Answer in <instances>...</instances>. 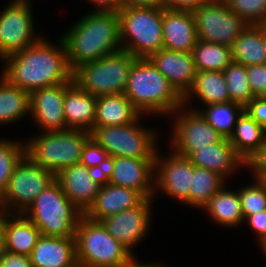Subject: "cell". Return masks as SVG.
<instances>
[{"instance_id": "obj_18", "label": "cell", "mask_w": 266, "mask_h": 267, "mask_svg": "<svg viewBox=\"0 0 266 267\" xmlns=\"http://www.w3.org/2000/svg\"><path fill=\"white\" fill-rule=\"evenodd\" d=\"M55 180L67 198L84 213L95 200L104 175L77 163L60 170Z\"/></svg>"}, {"instance_id": "obj_48", "label": "cell", "mask_w": 266, "mask_h": 267, "mask_svg": "<svg viewBox=\"0 0 266 267\" xmlns=\"http://www.w3.org/2000/svg\"><path fill=\"white\" fill-rule=\"evenodd\" d=\"M136 258H133L132 260H131V262L126 266V267H163L162 265H160V264H154V263H152V264H140L138 261H137V259L135 260Z\"/></svg>"}, {"instance_id": "obj_35", "label": "cell", "mask_w": 266, "mask_h": 267, "mask_svg": "<svg viewBox=\"0 0 266 267\" xmlns=\"http://www.w3.org/2000/svg\"><path fill=\"white\" fill-rule=\"evenodd\" d=\"M228 94L231 102L245 107L253 98L246 66L232 62L224 70Z\"/></svg>"}, {"instance_id": "obj_21", "label": "cell", "mask_w": 266, "mask_h": 267, "mask_svg": "<svg viewBox=\"0 0 266 267\" xmlns=\"http://www.w3.org/2000/svg\"><path fill=\"white\" fill-rule=\"evenodd\" d=\"M162 36L164 49L192 52L197 42L193 13L162 7Z\"/></svg>"}, {"instance_id": "obj_29", "label": "cell", "mask_w": 266, "mask_h": 267, "mask_svg": "<svg viewBox=\"0 0 266 267\" xmlns=\"http://www.w3.org/2000/svg\"><path fill=\"white\" fill-rule=\"evenodd\" d=\"M203 210L221 226L232 228L244 222L239 190L231 191L224 186L209 199Z\"/></svg>"}, {"instance_id": "obj_54", "label": "cell", "mask_w": 266, "mask_h": 267, "mask_svg": "<svg viewBox=\"0 0 266 267\" xmlns=\"http://www.w3.org/2000/svg\"><path fill=\"white\" fill-rule=\"evenodd\" d=\"M264 40H265V43H266V32L264 31Z\"/></svg>"}, {"instance_id": "obj_52", "label": "cell", "mask_w": 266, "mask_h": 267, "mask_svg": "<svg viewBox=\"0 0 266 267\" xmlns=\"http://www.w3.org/2000/svg\"><path fill=\"white\" fill-rule=\"evenodd\" d=\"M259 26L266 32V18L259 24Z\"/></svg>"}, {"instance_id": "obj_14", "label": "cell", "mask_w": 266, "mask_h": 267, "mask_svg": "<svg viewBox=\"0 0 266 267\" xmlns=\"http://www.w3.org/2000/svg\"><path fill=\"white\" fill-rule=\"evenodd\" d=\"M157 151L155 157L154 191H162L169 197L189 205L190 184L194 165L188 157L172 151L162 157Z\"/></svg>"}, {"instance_id": "obj_27", "label": "cell", "mask_w": 266, "mask_h": 267, "mask_svg": "<svg viewBox=\"0 0 266 267\" xmlns=\"http://www.w3.org/2000/svg\"><path fill=\"white\" fill-rule=\"evenodd\" d=\"M193 96L205 104L204 106L231 102L225 76L219 71L197 72L192 86L183 96V105L191 103Z\"/></svg>"}, {"instance_id": "obj_39", "label": "cell", "mask_w": 266, "mask_h": 267, "mask_svg": "<svg viewBox=\"0 0 266 267\" xmlns=\"http://www.w3.org/2000/svg\"><path fill=\"white\" fill-rule=\"evenodd\" d=\"M109 160L108 153L92 138L86 142L81 154V164L104 175L107 171Z\"/></svg>"}, {"instance_id": "obj_4", "label": "cell", "mask_w": 266, "mask_h": 267, "mask_svg": "<svg viewBox=\"0 0 266 267\" xmlns=\"http://www.w3.org/2000/svg\"><path fill=\"white\" fill-rule=\"evenodd\" d=\"M42 236L75 237L83 212L63 193L55 180L45 188L22 213Z\"/></svg>"}, {"instance_id": "obj_13", "label": "cell", "mask_w": 266, "mask_h": 267, "mask_svg": "<svg viewBox=\"0 0 266 267\" xmlns=\"http://www.w3.org/2000/svg\"><path fill=\"white\" fill-rule=\"evenodd\" d=\"M171 115L174 117L171 148L180 156L189 158L199 148L220 142L224 138L198 110L183 105Z\"/></svg>"}, {"instance_id": "obj_33", "label": "cell", "mask_w": 266, "mask_h": 267, "mask_svg": "<svg viewBox=\"0 0 266 267\" xmlns=\"http://www.w3.org/2000/svg\"><path fill=\"white\" fill-rule=\"evenodd\" d=\"M226 179L206 168L194 166L190 184L189 206L201 209L224 186Z\"/></svg>"}, {"instance_id": "obj_49", "label": "cell", "mask_w": 266, "mask_h": 267, "mask_svg": "<svg viewBox=\"0 0 266 267\" xmlns=\"http://www.w3.org/2000/svg\"><path fill=\"white\" fill-rule=\"evenodd\" d=\"M3 252H4V234L0 223V259L3 255Z\"/></svg>"}, {"instance_id": "obj_11", "label": "cell", "mask_w": 266, "mask_h": 267, "mask_svg": "<svg viewBox=\"0 0 266 267\" xmlns=\"http://www.w3.org/2000/svg\"><path fill=\"white\" fill-rule=\"evenodd\" d=\"M29 0H12L0 12V60L21 52L41 36L35 34Z\"/></svg>"}, {"instance_id": "obj_15", "label": "cell", "mask_w": 266, "mask_h": 267, "mask_svg": "<svg viewBox=\"0 0 266 267\" xmlns=\"http://www.w3.org/2000/svg\"><path fill=\"white\" fill-rule=\"evenodd\" d=\"M155 159L113 157L109 160L104 181L109 184L133 188L145 198H153Z\"/></svg>"}, {"instance_id": "obj_2", "label": "cell", "mask_w": 266, "mask_h": 267, "mask_svg": "<svg viewBox=\"0 0 266 267\" xmlns=\"http://www.w3.org/2000/svg\"><path fill=\"white\" fill-rule=\"evenodd\" d=\"M72 71L122 49L117 12H88L61 37Z\"/></svg>"}, {"instance_id": "obj_20", "label": "cell", "mask_w": 266, "mask_h": 267, "mask_svg": "<svg viewBox=\"0 0 266 267\" xmlns=\"http://www.w3.org/2000/svg\"><path fill=\"white\" fill-rule=\"evenodd\" d=\"M148 59L182 97L188 92L197 73L192 52L163 48L152 53Z\"/></svg>"}, {"instance_id": "obj_16", "label": "cell", "mask_w": 266, "mask_h": 267, "mask_svg": "<svg viewBox=\"0 0 266 267\" xmlns=\"http://www.w3.org/2000/svg\"><path fill=\"white\" fill-rule=\"evenodd\" d=\"M152 198H145L138 206L106 217L100 222L119 243L131 253L147 235L151 224Z\"/></svg>"}, {"instance_id": "obj_36", "label": "cell", "mask_w": 266, "mask_h": 267, "mask_svg": "<svg viewBox=\"0 0 266 267\" xmlns=\"http://www.w3.org/2000/svg\"><path fill=\"white\" fill-rule=\"evenodd\" d=\"M25 155V143L0 139V197L5 192L15 165Z\"/></svg>"}, {"instance_id": "obj_3", "label": "cell", "mask_w": 266, "mask_h": 267, "mask_svg": "<svg viewBox=\"0 0 266 267\" xmlns=\"http://www.w3.org/2000/svg\"><path fill=\"white\" fill-rule=\"evenodd\" d=\"M124 95L142 115L171 116L183 106V97L148 58L132 65Z\"/></svg>"}, {"instance_id": "obj_9", "label": "cell", "mask_w": 266, "mask_h": 267, "mask_svg": "<svg viewBox=\"0 0 266 267\" xmlns=\"http://www.w3.org/2000/svg\"><path fill=\"white\" fill-rule=\"evenodd\" d=\"M139 121L141 116L132 124L94 126L90 135L110 158L155 159L158 151V135L150 128L146 129Z\"/></svg>"}, {"instance_id": "obj_7", "label": "cell", "mask_w": 266, "mask_h": 267, "mask_svg": "<svg viewBox=\"0 0 266 267\" xmlns=\"http://www.w3.org/2000/svg\"><path fill=\"white\" fill-rule=\"evenodd\" d=\"M123 50L148 58L163 49L162 6L128 7L118 11Z\"/></svg>"}, {"instance_id": "obj_6", "label": "cell", "mask_w": 266, "mask_h": 267, "mask_svg": "<svg viewBox=\"0 0 266 267\" xmlns=\"http://www.w3.org/2000/svg\"><path fill=\"white\" fill-rule=\"evenodd\" d=\"M78 267H126L135 257L101 222L84 215L75 232Z\"/></svg>"}, {"instance_id": "obj_23", "label": "cell", "mask_w": 266, "mask_h": 267, "mask_svg": "<svg viewBox=\"0 0 266 267\" xmlns=\"http://www.w3.org/2000/svg\"><path fill=\"white\" fill-rule=\"evenodd\" d=\"M189 159L194 166L218 173L226 180L229 175L238 170L239 166L240 169L247 166L227 138L199 148Z\"/></svg>"}, {"instance_id": "obj_19", "label": "cell", "mask_w": 266, "mask_h": 267, "mask_svg": "<svg viewBox=\"0 0 266 267\" xmlns=\"http://www.w3.org/2000/svg\"><path fill=\"white\" fill-rule=\"evenodd\" d=\"M145 197L137 190L103 181L100 190L83 215L93 221L102 219L138 206Z\"/></svg>"}, {"instance_id": "obj_17", "label": "cell", "mask_w": 266, "mask_h": 267, "mask_svg": "<svg viewBox=\"0 0 266 267\" xmlns=\"http://www.w3.org/2000/svg\"><path fill=\"white\" fill-rule=\"evenodd\" d=\"M74 82L39 88L30 93V114L43 132L66 130L65 90Z\"/></svg>"}, {"instance_id": "obj_31", "label": "cell", "mask_w": 266, "mask_h": 267, "mask_svg": "<svg viewBox=\"0 0 266 267\" xmlns=\"http://www.w3.org/2000/svg\"><path fill=\"white\" fill-rule=\"evenodd\" d=\"M30 114V93L11 85L0 75V124H10Z\"/></svg>"}, {"instance_id": "obj_44", "label": "cell", "mask_w": 266, "mask_h": 267, "mask_svg": "<svg viewBox=\"0 0 266 267\" xmlns=\"http://www.w3.org/2000/svg\"><path fill=\"white\" fill-rule=\"evenodd\" d=\"M207 0H161L164 9L191 11L206 3Z\"/></svg>"}, {"instance_id": "obj_38", "label": "cell", "mask_w": 266, "mask_h": 267, "mask_svg": "<svg viewBox=\"0 0 266 267\" xmlns=\"http://www.w3.org/2000/svg\"><path fill=\"white\" fill-rule=\"evenodd\" d=\"M228 5L249 25H259L266 18V0H232Z\"/></svg>"}, {"instance_id": "obj_5", "label": "cell", "mask_w": 266, "mask_h": 267, "mask_svg": "<svg viewBox=\"0 0 266 267\" xmlns=\"http://www.w3.org/2000/svg\"><path fill=\"white\" fill-rule=\"evenodd\" d=\"M90 132L77 129L41 132L25 143V155L35 164L53 172L80 163Z\"/></svg>"}, {"instance_id": "obj_46", "label": "cell", "mask_w": 266, "mask_h": 267, "mask_svg": "<svg viewBox=\"0 0 266 267\" xmlns=\"http://www.w3.org/2000/svg\"><path fill=\"white\" fill-rule=\"evenodd\" d=\"M93 3L94 9L92 11L103 12H117L121 9L120 0H88Z\"/></svg>"}, {"instance_id": "obj_28", "label": "cell", "mask_w": 266, "mask_h": 267, "mask_svg": "<svg viewBox=\"0 0 266 267\" xmlns=\"http://www.w3.org/2000/svg\"><path fill=\"white\" fill-rule=\"evenodd\" d=\"M266 139V131L247 112L243 111L237 119L234 131L228 139L235 152L247 164L260 150Z\"/></svg>"}, {"instance_id": "obj_12", "label": "cell", "mask_w": 266, "mask_h": 267, "mask_svg": "<svg viewBox=\"0 0 266 267\" xmlns=\"http://www.w3.org/2000/svg\"><path fill=\"white\" fill-rule=\"evenodd\" d=\"M197 40L232 46L249 25L229 5L204 3L193 12Z\"/></svg>"}, {"instance_id": "obj_53", "label": "cell", "mask_w": 266, "mask_h": 267, "mask_svg": "<svg viewBox=\"0 0 266 267\" xmlns=\"http://www.w3.org/2000/svg\"><path fill=\"white\" fill-rule=\"evenodd\" d=\"M260 180H261V182L265 185V187H266V174L264 175V176H262L261 178H260Z\"/></svg>"}, {"instance_id": "obj_24", "label": "cell", "mask_w": 266, "mask_h": 267, "mask_svg": "<svg viewBox=\"0 0 266 267\" xmlns=\"http://www.w3.org/2000/svg\"><path fill=\"white\" fill-rule=\"evenodd\" d=\"M0 223L4 234V250L30 256L40 230L22 213L0 212Z\"/></svg>"}, {"instance_id": "obj_40", "label": "cell", "mask_w": 266, "mask_h": 267, "mask_svg": "<svg viewBox=\"0 0 266 267\" xmlns=\"http://www.w3.org/2000/svg\"><path fill=\"white\" fill-rule=\"evenodd\" d=\"M247 76L254 97H266V64L246 66Z\"/></svg>"}, {"instance_id": "obj_45", "label": "cell", "mask_w": 266, "mask_h": 267, "mask_svg": "<svg viewBox=\"0 0 266 267\" xmlns=\"http://www.w3.org/2000/svg\"><path fill=\"white\" fill-rule=\"evenodd\" d=\"M2 267H33L29 256L20 255L4 250L0 259Z\"/></svg>"}, {"instance_id": "obj_8", "label": "cell", "mask_w": 266, "mask_h": 267, "mask_svg": "<svg viewBox=\"0 0 266 267\" xmlns=\"http://www.w3.org/2000/svg\"><path fill=\"white\" fill-rule=\"evenodd\" d=\"M137 59L121 49L80 65L73 71V80L82 90L96 97L124 94L132 65Z\"/></svg>"}, {"instance_id": "obj_26", "label": "cell", "mask_w": 266, "mask_h": 267, "mask_svg": "<svg viewBox=\"0 0 266 267\" xmlns=\"http://www.w3.org/2000/svg\"><path fill=\"white\" fill-rule=\"evenodd\" d=\"M143 116L124 95H103L96 97L94 126L132 124Z\"/></svg>"}, {"instance_id": "obj_25", "label": "cell", "mask_w": 266, "mask_h": 267, "mask_svg": "<svg viewBox=\"0 0 266 267\" xmlns=\"http://www.w3.org/2000/svg\"><path fill=\"white\" fill-rule=\"evenodd\" d=\"M96 115V96L82 90L73 82L64 97V117L66 129L85 130L94 128Z\"/></svg>"}, {"instance_id": "obj_41", "label": "cell", "mask_w": 266, "mask_h": 267, "mask_svg": "<svg viewBox=\"0 0 266 267\" xmlns=\"http://www.w3.org/2000/svg\"><path fill=\"white\" fill-rule=\"evenodd\" d=\"M244 111L266 131V97H254Z\"/></svg>"}, {"instance_id": "obj_37", "label": "cell", "mask_w": 266, "mask_h": 267, "mask_svg": "<svg viewBox=\"0 0 266 267\" xmlns=\"http://www.w3.org/2000/svg\"><path fill=\"white\" fill-rule=\"evenodd\" d=\"M239 197L244 219L266 210V187L260 179L254 177L253 183L242 187L239 190Z\"/></svg>"}, {"instance_id": "obj_42", "label": "cell", "mask_w": 266, "mask_h": 267, "mask_svg": "<svg viewBox=\"0 0 266 267\" xmlns=\"http://www.w3.org/2000/svg\"><path fill=\"white\" fill-rule=\"evenodd\" d=\"M250 168L251 173L257 179H260L266 174V139L261 146L260 150L252 157L246 166Z\"/></svg>"}, {"instance_id": "obj_30", "label": "cell", "mask_w": 266, "mask_h": 267, "mask_svg": "<svg viewBox=\"0 0 266 267\" xmlns=\"http://www.w3.org/2000/svg\"><path fill=\"white\" fill-rule=\"evenodd\" d=\"M233 62L244 66L266 64L264 30L259 25H248L231 46Z\"/></svg>"}, {"instance_id": "obj_50", "label": "cell", "mask_w": 266, "mask_h": 267, "mask_svg": "<svg viewBox=\"0 0 266 267\" xmlns=\"http://www.w3.org/2000/svg\"><path fill=\"white\" fill-rule=\"evenodd\" d=\"M232 0H207L208 3L213 4H226L228 5Z\"/></svg>"}, {"instance_id": "obj_43", "label": "cell", "mask_w": 266, "mask_h": 267, "mask_svg": "<svg viewBox=\"0 0 266 267\" xmlns=\"http://www.w3.org/2000/svg\"><path fill=\"white\" fill-rule=\"evenodd\" d=\"M244 221L253 229L258 241L266 239V210L249 215Z\"/></svg>"}, {"instance_id": "obj_32", "label": "cell", "mask_w": 266, "mask_h": 267, "mask_svg": "<svg viewBox=\"0 0 266 267\" xmlns=\"http://www.w3.org/2000/svg\"><path fill=\"white\" fill-rule=\"evenodd\" d=\"M192 56L197 72H223L233 62L230 46L201 40H197Z\"/></svg>"}, {"instance_id": "obj_51", "label": "cell", "mask_w": 266, "mask_h": 267, "mask_svg": "<svg viewBox=\"0 0 266 267\" xmlns=\"http://www.w3.org/2000/svg\"><path fill=\"white\" fill-rule=\"evenodd\" d=\"M259 247L262 249V252L265 254L266 257V239H262L259 241Z\"/></svg>"}, {"instance_id": "obj_10", "label": "cell", "mask_w": 266, "mask_h": 267, "mask_svg": "<svg viewBox=\"0 0 266 267\" xmlns=\"http://www.w3.org/2000/svg\"><path fill=\"white\" fill-rule=\"evenodd\" d=\"M54 181L53 172L33 163L24 155L15 165L8 186L0 197V212L23 213Z\"/></svg>"}, {"instance_id": "obj_1", "label": "cell", "mask_w": 266, "mask_h": 267, "mask_svg": "<svg viewBox=\"0 0 266 267\" xmlns=\"http://www.w3.org/2000/svg\"><path fill=\"white\" fill-rule=\"evenodd\" d=\"M5 61V62H4ZM1 71L11 85L31 93L33 90L73 80L64 41L59 45L41 37L21 52L6 57Z\"/></svg>"}, {"instance_id": "obj_22", "label": "cell", "mask_w": 266, "mask_h": 267, "mask_svg": "<svg viewBox=\"0 0 266 267\" xmlns=\"http://www.w3.org/2000/svg\"><path fill=\"white\" fill-rule=\"evenodd\" d=\"M29 257L33 267H78L75 237L41 235Z\"/></svg>"}, {"instance_id": "obj_47", "label": "cell", "mask_w": 266, "mask_h": 267, "mask_svg": "<svg viewBox=\"0 0 266 267\" xmlns=\"http://www.w3.org/2000/svg\"><path fill=\"white\" fill-rule=\"evenodd\" d=\"M121 9L140 6H161V0H120Z\"/></svg>"}, {"instance_id": "obj_34", "label": "cell", "mask_w": 266, "mask_h": 267, "mask_svg": "<svg viewBox=\"0 0 266 267\" xmlns=\"http://www.w3.org/2000/svg\"><path fill=\"white\" fill-rule=\"evenodd\" d=\"M202 110L198 107L189 109L198 110L206 121L224 138L229 139L232 135L237 119L244 111V107L234 103L210 104Z\"/></svg>"}]
</instances>
